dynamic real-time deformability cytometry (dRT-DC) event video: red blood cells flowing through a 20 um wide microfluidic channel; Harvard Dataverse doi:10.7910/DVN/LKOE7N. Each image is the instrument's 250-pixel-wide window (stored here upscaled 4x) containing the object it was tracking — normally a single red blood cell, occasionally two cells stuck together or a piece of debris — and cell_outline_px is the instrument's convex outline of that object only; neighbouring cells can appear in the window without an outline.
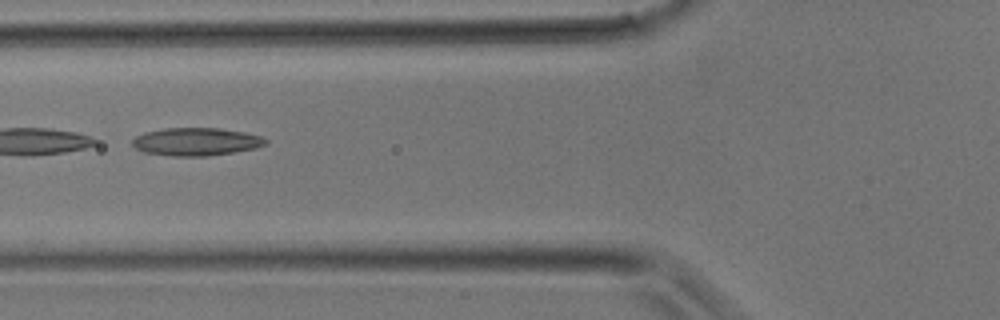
{"species": "common noctule bat (a hibernating species)", "species_latin": "Nyctalus noctula", "temperature_condition": "room temperature", "stored_images_in_passage": 25, "camera_frame_rate_fps": 3000, "um_per_image_px": 0.085, "animal": {"sex": "male", "body_mass_g": 17.9}, "frame": {"image": 1, "passage_image": 8, "time_ms": 2.333, "image_size_px": [1000, 320], "cell_outline_px": [[268, 144], [256, 148], [208, 156], [172, 156], [144, 152], [136, 148], [132, 144], [132, 140], [136, 136], [144, 132], [164, 128], [220, 128], [244, 132], [260, 136], [268, 140]], "centroid_in_image_um": [16.68, 12.04], "position_along_channel_um": 109.1, "area_um2": 21.68}}